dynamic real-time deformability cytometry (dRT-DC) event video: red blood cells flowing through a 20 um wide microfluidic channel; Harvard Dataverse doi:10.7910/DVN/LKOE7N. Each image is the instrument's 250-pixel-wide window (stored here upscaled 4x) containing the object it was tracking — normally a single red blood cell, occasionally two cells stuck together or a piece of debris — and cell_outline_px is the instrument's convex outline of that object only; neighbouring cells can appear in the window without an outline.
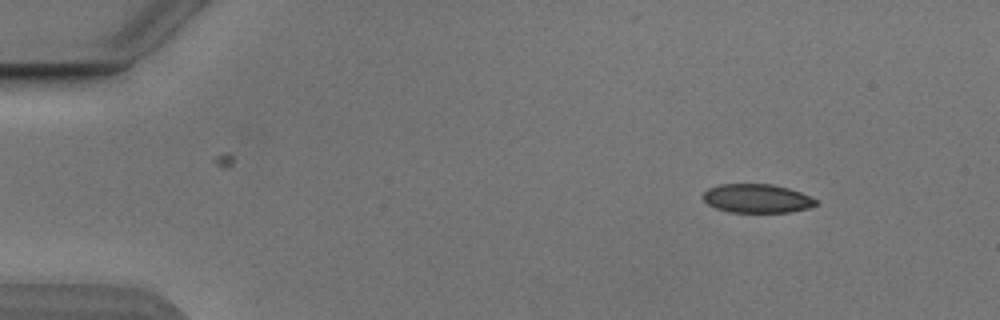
{"species": "Egyptian fruit bat (a non-hibernating species)", "species_latin": "Rousettus aegyptiacus", "temperature_condition": "cold", "stored_images_in_passage": 47, "camera_frame_rate_fps": 3000, "um_per_image_px": 0.085, "animal": {"sex": "male"}, "frame": {"image": 1, "passage_image": 1, "time_ms": 0.0, "image_size_px": [1000, 320], "cell_outline_px": [[816, 204], [808, 208], [792, 212], [728, 212], [716, 208], [708, 204], [700, 196], [708, 188], [720, 184], [772, 184], [788, 188], [800, 192], [816, 200]], "centroid_in_image_um": [64.29, 16.87], "position_along_channel_um": 20.7, "area_um2": 18.9}}
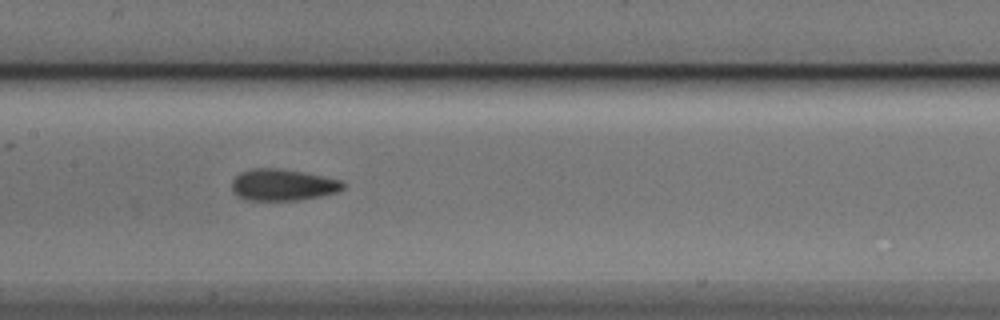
{"frame": {"image": 2, "passage_image": 21, "time_ms": 6.667, "image_size_px": [1000, 320], "cell_outline_px": [[344, 188], [336, 192], [320, 196], [296, 200], [248, 200], [236, 196], [232, 192], [232, 180], [240, 172], [252, 168], [276, 168], [300, 172], [340, 180], [344, 184]], "centroid_in_image_um": [23.97, 15.72], "position_along_channel_um": 183.4, "area_um2": 20.23}}
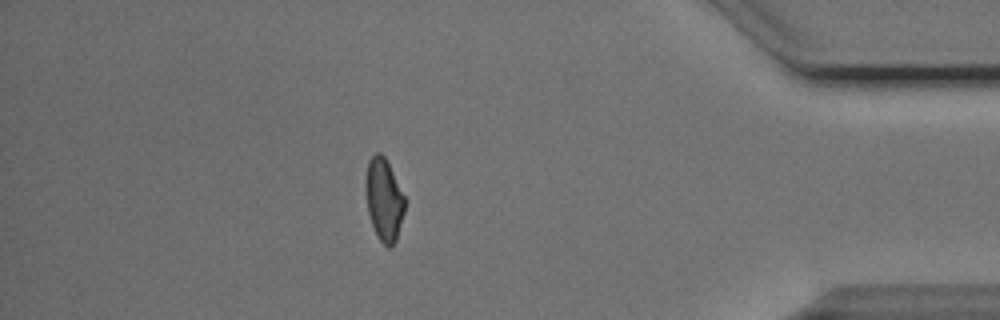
{"frame": {"image": 3, "passage_image": 41, "time_ms": 13.333, "image_size_px": [1000, 320], "cell_outline_px": [[404, 212], [396, 240], [388, 248], [376, 236], [368, 212], [364, 188], [364, 180], [368, 160], [376, 152], [380, 152], [384, 156], [404, 196]], "centroid_in_image_um": [32.59, 16.95], "position_along_channel_um": 402.6, "area_um2": 18.67}, "authors_computed_cell_mechanics": {"area_um2": 20.0566, "velocity_mm_per_s": 3.8756, "shape_relaxation_time_tau1_ms": 4.6271, "shape_relaxation_time_tau2_ms": 1.9743, "deformation_change_tau1": 0.1301, "deformation_change_tau2": 0.0791}}